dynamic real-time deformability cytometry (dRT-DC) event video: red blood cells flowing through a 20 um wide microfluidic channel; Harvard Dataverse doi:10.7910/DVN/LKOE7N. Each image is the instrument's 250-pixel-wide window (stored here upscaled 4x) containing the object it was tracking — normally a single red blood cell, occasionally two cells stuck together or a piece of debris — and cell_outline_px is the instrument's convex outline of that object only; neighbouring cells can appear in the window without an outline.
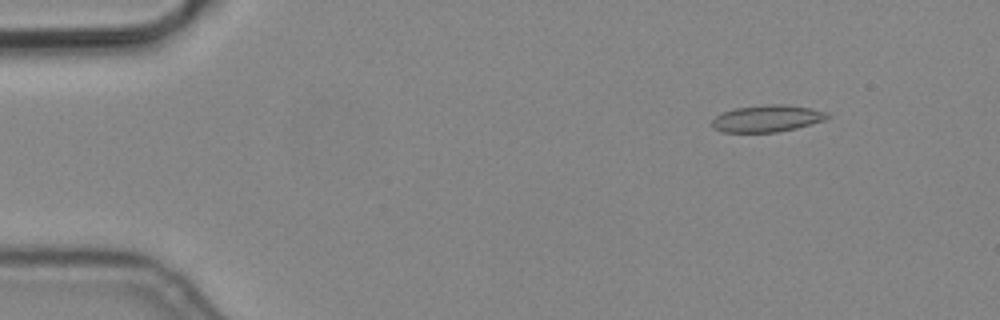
{"species": "common noctule bat (a hibernating species)", "species_latin": "Nyctalus noctula", "temperature_condition": "cold", "stored_images_in_passage": 6, "camera_frame_rate_fps": 3000, "um_per_image_px": 0.085, "animal": {"sex": "male", "body_mass_g": 19.2, "forearm_length_mm": 51.8}, "frame": {"image": 1, "passage_image": 2, "time_ms": 0.333, "image_size_px": [1000, 320], "cell_outline_px": [[832, 116], [824, 120], [796, 128], [776, 132], [720, 132], [712, 128], [712, 120], [716, 116], [724, 112], [736, 108], [764, 104], [784, 104], [812, 108], [828, 112]], "centroid_in_image_um": [65.22, 10.07], "position_along_channel_um": 19.8, "area_um2": 18.15}}
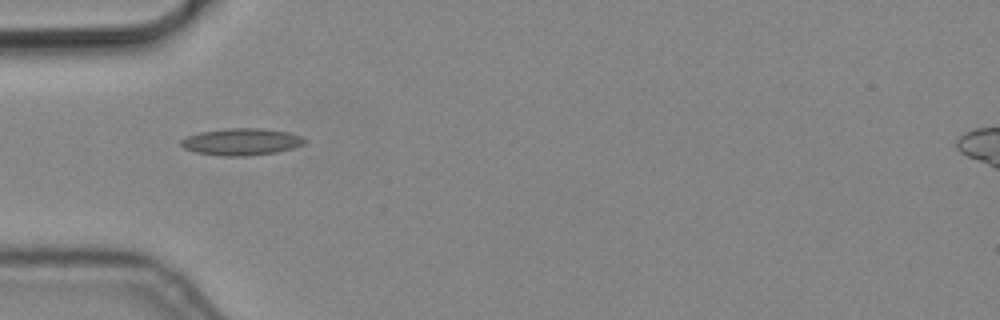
{"frame": {"image": 2, "passage_image": 5, "time_ms": 1.333, "image_size_px": [1000, 320], "cell_outline_px": [[308, 140], [304, 144], [292, 148], [276, 152], [248, 156], [224, 156], [196, 152], [184, 148], [180, 144], [180, 140], [188, 136], [200, 132], [228, 128], [260, 128], [288, 132], [300, 136]], "centroid_in_image_um": [20.53, 12.05], "position_along_channel_um": 64.5, "area_um2": 19.31}}
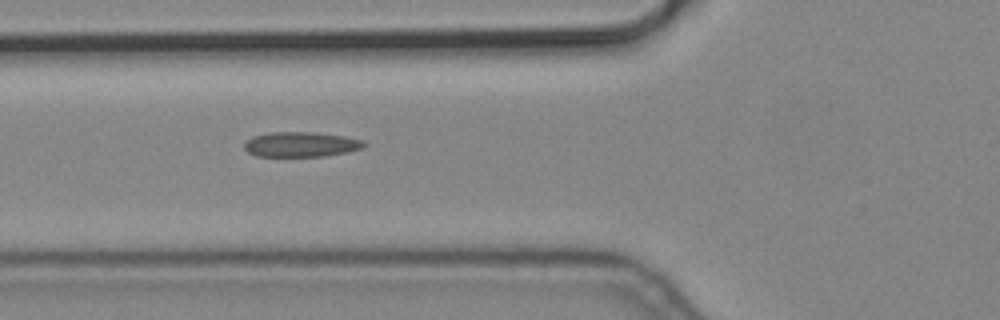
{"frame": {"image": 3, "passage_image": 6, "time_ms": 1.667, "image_size_px": [1000, 320], "cell_outline_px": [[368, 144], [364, 148], [348, 152], [324, 156], [256, 156], [248, 152], [244, 148], [244, 140], [252, 136], [268, 132], [316, 132], [344, 136], [364, 140]], "centroid_in_image_um": [25.59, 12.26], "position_along_channel_um": 100.2, "area_um2": 17.74}}